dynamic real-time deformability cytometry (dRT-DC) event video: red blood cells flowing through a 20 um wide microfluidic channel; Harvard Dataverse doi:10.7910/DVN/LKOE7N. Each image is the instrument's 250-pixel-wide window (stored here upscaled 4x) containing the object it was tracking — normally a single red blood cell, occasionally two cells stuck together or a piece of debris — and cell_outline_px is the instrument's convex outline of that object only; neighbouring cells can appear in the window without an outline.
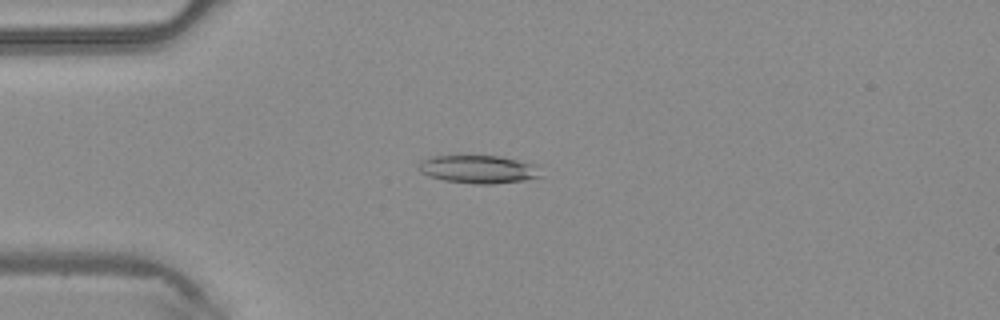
{"species": "common noctule bat (a hibernating species)", "species_latin": "Nyctalus noctula", "temperature_condition": "warm", "stored_images_in_passage": 3, "camera_frame_rate_fps": 3000, "um_per_image_px": 0.085, "animal": {"sex": "male", "body_mass_g": 20.4}, "frame": {"image": 1, "passage_image": 3, "time_ms": 0.667, "image_size_px": [1000, 320], "cell_outline_px": [[544, 176], [524, 180], [492, 184], [472, 184], [444, 180], [428, 176], [420, 172], [420, 160], [432, 156], [500, 156], [540, 164]], "centroid_in_image_um": [40.77, 14.39], "position_along_channel_um": 44.2, "area_um2": 20.35}}